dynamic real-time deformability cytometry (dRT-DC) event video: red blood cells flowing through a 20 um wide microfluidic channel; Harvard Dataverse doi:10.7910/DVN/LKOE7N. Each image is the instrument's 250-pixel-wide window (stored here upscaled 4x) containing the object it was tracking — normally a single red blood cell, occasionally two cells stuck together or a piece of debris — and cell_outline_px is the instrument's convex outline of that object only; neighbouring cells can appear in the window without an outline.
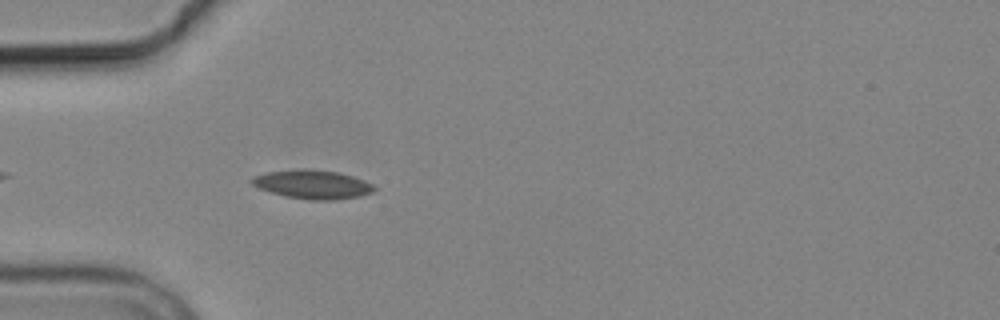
{"species": "common noctule bat (a hibernating species)", "species_latin": "Nyctalus noctula", "temperature_condition": "cold", "stored_images_in_passage": 4, "camera_frame_rate_fps": 3000, "um_per_image_px": 0.085, "animal": {"sex": "male", "body_mass_g": 19.2, "forearm_length_mm": 51.8}, "frame": {"image": 1, "passage_image": 4, "time_ms": 3.667, "image_size_px": [1000, 320], "cell_outline_px": [[376, 188], [372, 192], [360, 196], [332, 200], [312, 200], [284, 196], [260, 188], [252, 184], [252, 176], [264, 172], [300, 168], [304, 168], [336, 172], [352, 176], [364, 180], [372, 184]], "centroid_in_image_um": [26.55, 15.66], "position_along_channel_um": 58.5, "area_um2": 20.46}}